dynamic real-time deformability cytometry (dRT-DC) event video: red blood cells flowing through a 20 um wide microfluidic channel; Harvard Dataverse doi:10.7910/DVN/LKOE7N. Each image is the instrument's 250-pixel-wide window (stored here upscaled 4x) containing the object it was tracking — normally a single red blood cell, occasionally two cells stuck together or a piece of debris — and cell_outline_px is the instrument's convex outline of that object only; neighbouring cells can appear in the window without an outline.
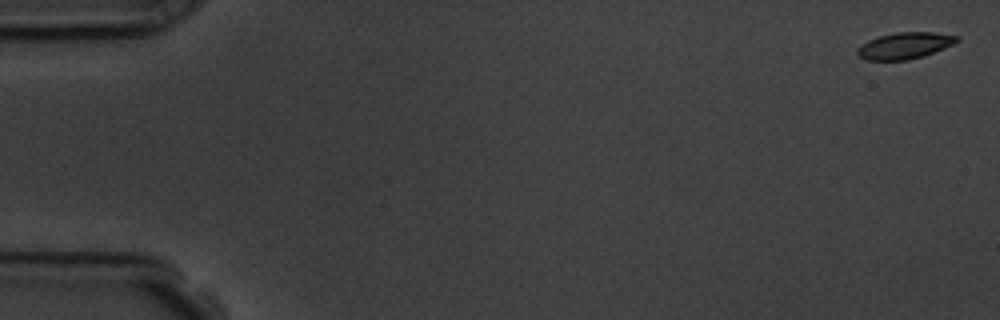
{"species": "common noctule bat (a hibernating species)", "species_latin": "Nyctalus noctula", "temperature_condition": "room temperature", "stored_images_in_passage": 57, "camera_frame_rate_fps": 3000, "um_per_image_px": 0.085, "animal": {"sex": "male", "body_mass_g": 19.5, "forearm_length_mm": 54.6}, "frame": {"image": 1, "passage_image": 1, "time_ms": 0.0, "image_size_px": [1000, 320], "cell_outline_px": [[960, 40], [944, 48], [924, 56], [908, 60], [864, 60], [856, 52], [868, 40], [880, 36], [896, 32], [936, 32], [960, 36]], "centroid_in_image_um": [76.95, 3.87], "position_along_channel_um": 8.0, "area_um2": 15.26}}
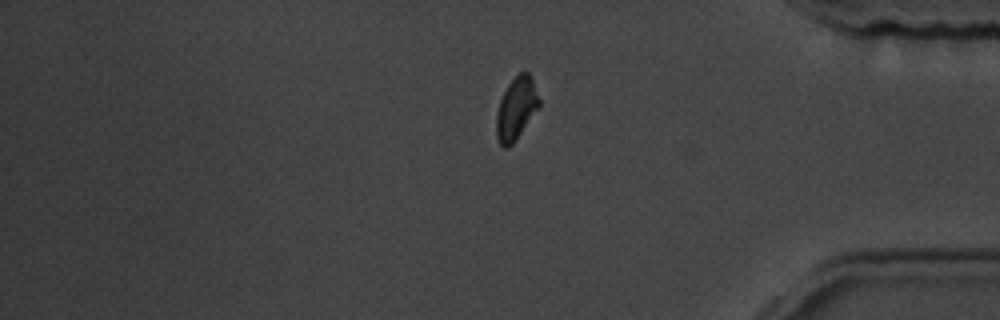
{"frame": {"image": 2, "passage_image": 47, "time_ms": 15.333, "image_size_px": [1000, 320], "cell_outline_px": [[540, 104], [512, 144], [508, 148], [504, 148], [500, 144], [496, 136], [496, 116], [500, 100], [508, 84], [520, 72], [528, 72], [532, 80], [540, 100]], "centroid_in_image_um": [43.85, 9.23], "position_along_channel_um": 391.3, "area_um2": 15.09}}
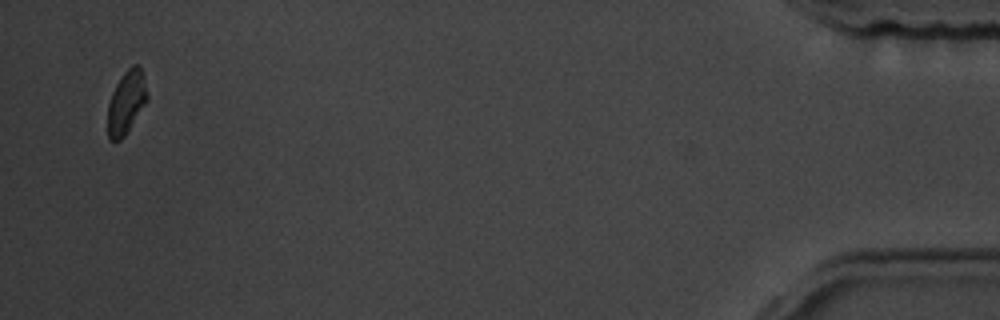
{"frame": {"image": 3, "passage_image": 55, "time_ms": 18.0, "image_size_px": [1000, 320], "cell_outline_px": [[148, 100], [124, 136], [120, 140], [112, 140], [108, 136], [108, 104], [112, 92], [116, 84], [124, 72], [132, 64], [140, 64], [148, 96]], "centroid_in_image_um": [10.75, 8.66], "position_along_channel_um": 424.5, "area_um2": 14.39}, "authors_computed_cell_mechanics": {"area_um2": 15.7794, "velocity_mm_per_s": 3.6078, "shape_relaxation_time_tau1_ms": 1.9082, "shape_relaxation_time_tau2_ms": 3.2285, "deformation_change_tau1": 0.0955, "deformation_change_tau2": 0.0645}}